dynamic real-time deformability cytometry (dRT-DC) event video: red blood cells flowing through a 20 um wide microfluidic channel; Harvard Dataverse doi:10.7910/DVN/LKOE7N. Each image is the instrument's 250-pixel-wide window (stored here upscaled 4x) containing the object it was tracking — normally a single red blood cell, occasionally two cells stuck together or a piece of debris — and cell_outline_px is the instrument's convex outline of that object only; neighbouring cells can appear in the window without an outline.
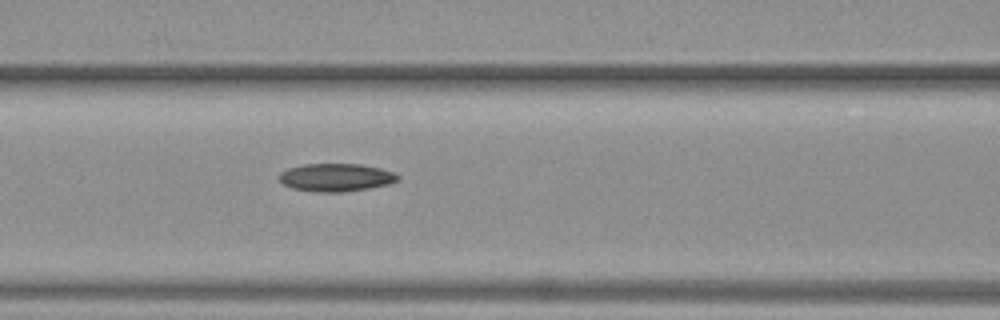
{"species": "common noctule bat (a hibernating species)", "species_latin": "Nyctalus noctula", "temperature_condition": "warm", "stored_images_in_passage": 3, "camera_frame_rate_fps": 3000, "um_per_image_px": 0.085, "animal": {"sex": "female", "body_mass_g": 19.3, "forearm_length_mm": 54.1}, "frame": {"image": 1, "passage_image": 3, "time_ms": 2.667, "image_size_px": [1000, 320], "cell_outline_px": [[400, 180], [388, 184], [368, 188], [344, 192], [316, 192], [292, 188], [284, 184], [280, 180], [280, 172], [288, 168], [304, 164], [360, 164], [380, 168], [392, 172], [400, 176]], "centroid_in_image_um": [28.57, 15.08], "position_along_channel_um": 138.0, "area_um2": 19.25}}